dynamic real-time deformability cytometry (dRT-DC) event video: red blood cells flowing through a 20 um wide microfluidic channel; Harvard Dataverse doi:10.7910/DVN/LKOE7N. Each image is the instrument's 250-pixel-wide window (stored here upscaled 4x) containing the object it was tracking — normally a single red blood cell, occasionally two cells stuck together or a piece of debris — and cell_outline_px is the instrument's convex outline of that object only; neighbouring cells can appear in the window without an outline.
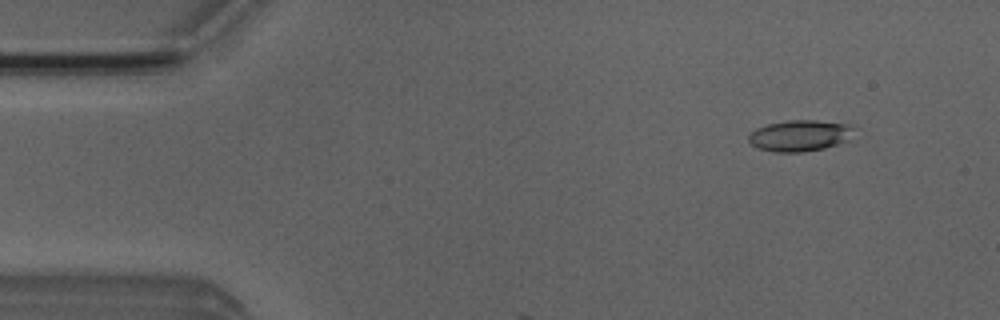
{"species": "Egyptian fruit bat (a non-hibernating species)", "species_latin": "Rousettus aegyptiacus", "temperature_condition": "room temperature", "stored_images_in_passage": 7, "camera_frame_rate_fps": 3000, "um_per_image_px": 0.085, "animal": {"sex": "male"}, "frame": {"image": 1, "passage_image": 5, "time_ms": 1.333, "image_size_px": [1000, 320], "cell_outline_px": [[856, 128], [852, 140], [824, 148], [800, 152], [776, 152], [756, 148], [748, 140], [748, 136], [756, 128], [768, 124], [788, 120], [816, 120], [848, 124]], "centroid_in_image_um": [68.04, 11.52], "position_along_channel_um": 17.0, "area_um2": 19.42}}